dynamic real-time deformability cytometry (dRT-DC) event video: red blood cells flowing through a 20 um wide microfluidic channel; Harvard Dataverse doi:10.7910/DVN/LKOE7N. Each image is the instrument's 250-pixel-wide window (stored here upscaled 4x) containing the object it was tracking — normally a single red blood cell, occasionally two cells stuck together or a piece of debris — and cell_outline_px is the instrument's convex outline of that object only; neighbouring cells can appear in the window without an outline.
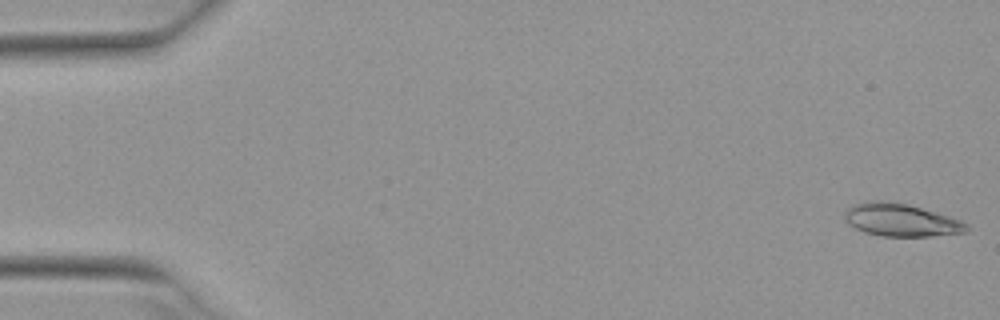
{"species": "Egyptian fruit bat (a non-hibernating species)", "species_latin": "Rousettus aegyptiacus", "temperature_condition": "warm", "stored_images_in_passage": 52, "camera_frame_rate_fps": 3000, "um_per_image_px": 0.085, "animal": {"sex": "female"}, "frame": {"image": 1, "passage_image": 1, "time_ms": 0.0, "image_size_px": [1000, 320], "cell_outline_px": [[968, 232], [932, 236], [880, 236], [864, 232], [848, 224], [844, 220], [844, 212], [852, 204], [868, 200], [880, 200], [908, 204], [936, 212], [960, 220], [968, 224]], "centroid_in_image_um": [76.55, 18.7], "position_along_channel_um": 8.5, "area_um2": 23.41}}
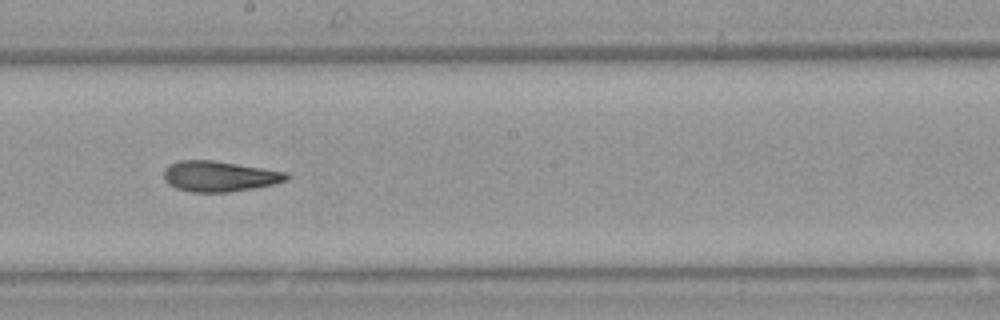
{"frame": {"image": 2, "passage_image": 29, "time_ms": 9.333, "image_size_px": [1000, 320], "cell_outline_px": [[288, 180], [272, 184], [252, 188], [228, 192], [192, 192], [176, 188], [168, 184], [164, 180], [164, 168], [168, 164], [180, 160], [212, 160], [264, 168], [288, 172]], "centroid_in_image_um": [18.61, 14.97], "position_along_channel_um": 229.6, "area_um2": 21.85}}
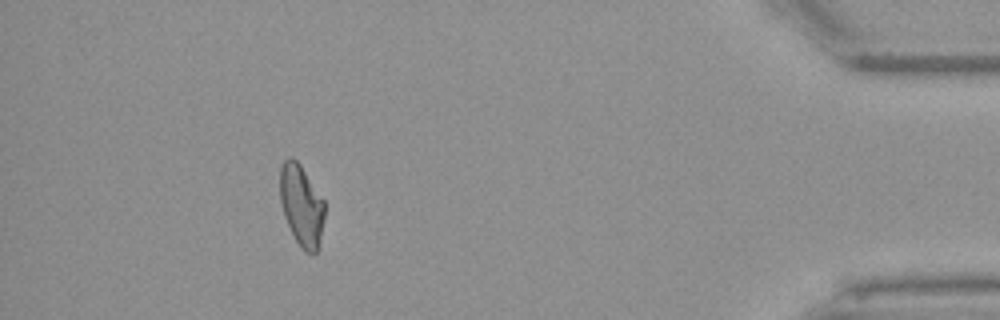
{"frame": {"image": 3, "passage_image": 47, "time_ms": 15.333, "image_size_px": [1000, 320], "cell_outline_px": [[324, 216], [320, 236], [316, 252], [312, 256], [304, 252], [300, 248], [284, 216], [280, 200], [280, 168], [284, 160], [288, 156], [292, 156], [300, 164], [324, 200]], "centroid_in_image_um": [25.61, 17.45], "position_along_channel_um": 409.6, "area_um2": 21.04}, "authors_computed_cell_mechanics": {"area_um2": 22.0507, "velocity_mm_per_s": 3.9434, "shape_relaxation_time_tau1_ms": null, "shape_relaxation_time_tau2_ms": 4.5235, "deformation_change_tau1": null, "deformation_change_tau2": 0.102}}